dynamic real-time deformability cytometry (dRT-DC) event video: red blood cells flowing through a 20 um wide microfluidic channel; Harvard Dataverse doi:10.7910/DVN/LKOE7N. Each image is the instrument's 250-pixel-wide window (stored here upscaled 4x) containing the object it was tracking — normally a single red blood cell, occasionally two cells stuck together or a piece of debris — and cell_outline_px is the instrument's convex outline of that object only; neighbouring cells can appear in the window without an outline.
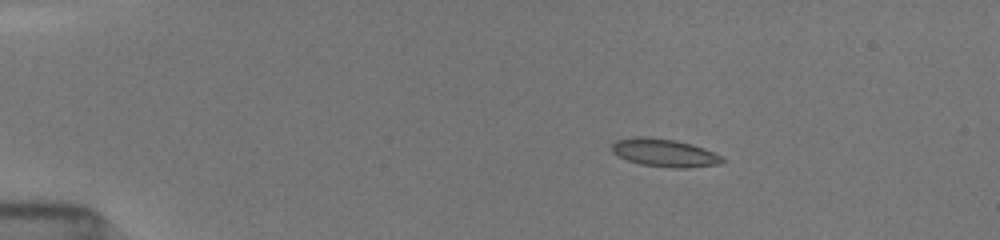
{"species": "common noctule bat (a hibernating species)", "species_latin": "Nyctalus noctula", "temperature_condition": "room temperature", "stored_images_in_passage": 17, "camera_frame_rate_fps": 3000, "um_per_image_px": 0.085, "animal": {"sex": "female", "body_mass_g": 19.5, "forearm_length_mm": 54.1}, "frame": {"image": 1, "passage_image": 1, "time_ms": 0.0, "image_size_px": [1000, 240], "cell_outline_px": [[728, 160], [716, 164], [688, 168], [672, 168], [640, 164], [628, 160], [612, 152], [612, 144], [616, 140], [632, 136], [648, 136], [676, 140], [692, 144], [704, 148], [724, 156]], "centroid_in_image_um": [56.5, 12.97], "position_along_channel_um": 28.5, "area_um2": 18.21}}
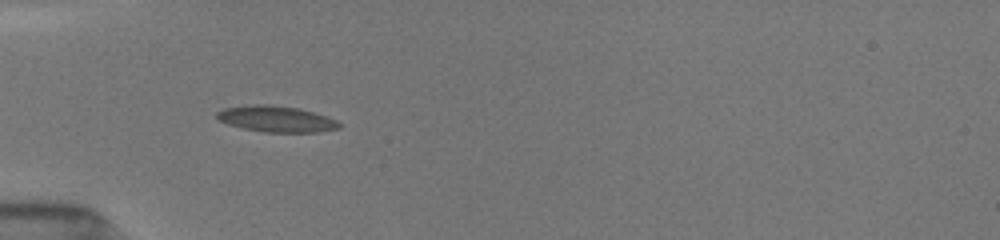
{"frame": {"image": 2, "passage_image": 16, "time_ms": 2.667, "image_size_px": [1000, 240], "cell_outline_px": [[340, 128], [320, 132], [264, 132], [244, 128], [228, 124], [220, 120], [216, 116], [216, 112], [224, 108], [252, 104], [264, 104], [300, 108], [328, 116], [336, 120], [340, 124]], "centroid_in_image_um": [23.51, 10.11], "position_along_channel_um": 61.5, "area_um2": 18.61}}